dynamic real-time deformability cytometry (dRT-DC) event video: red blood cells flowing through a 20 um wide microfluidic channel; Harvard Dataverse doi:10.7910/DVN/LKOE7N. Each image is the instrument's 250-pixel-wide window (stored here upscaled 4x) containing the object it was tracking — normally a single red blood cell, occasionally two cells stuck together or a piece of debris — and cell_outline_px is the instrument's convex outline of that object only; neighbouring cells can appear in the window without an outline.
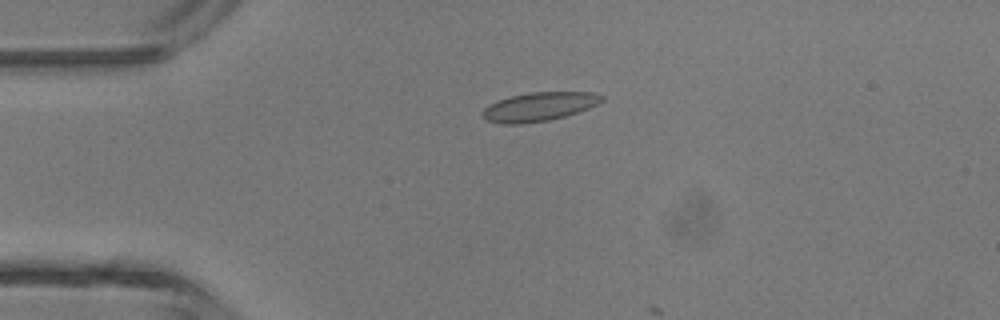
{"species": "common noctule bat (a hibernating species)", "species_latin": "Nyctalus noctula", "temperature_condition": "room temperature", "stored_images_in_passage": 4, "camera_frame_rate_fps": 3000, "um_per_image_px": 0.085, "animal": {"sex": "male", "body_mass_g": 13.3}, "frame": {"image": 1, "passage_image": 3, "time_ms": 2.333, "image_size_px": [1000, 320], "cell_outline_px": [[604, 100], [588, 108], [564, 116], [548, 120], [524, 124], [500, 124], [484, 120], [480, 116], [480, 112], [488, 104], [496, 100], [512, 96], [532, 92], [592, 92], [604, 96]], "centroid_in_image_um": [45.73, 9.08], "position_along_channel_um": 39.3, "area_um2": 20.17}}